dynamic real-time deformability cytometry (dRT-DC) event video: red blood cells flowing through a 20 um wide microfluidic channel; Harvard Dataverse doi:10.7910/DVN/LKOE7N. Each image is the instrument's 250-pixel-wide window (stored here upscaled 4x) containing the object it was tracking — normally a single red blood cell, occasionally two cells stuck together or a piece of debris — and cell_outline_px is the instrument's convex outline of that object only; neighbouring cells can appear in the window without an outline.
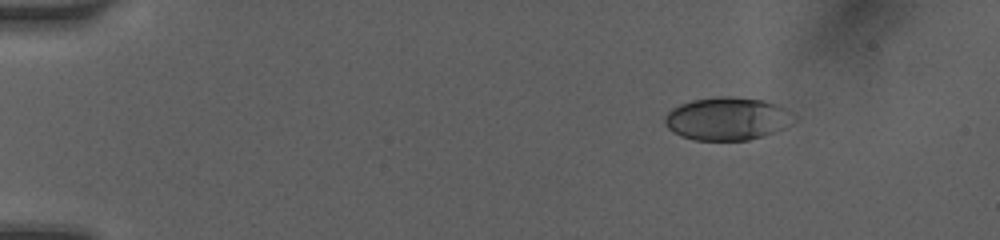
{"species": "human", "species_latin": "Homo sapiens", "temperature_condition": "room temperature", "stored_images_in_passage": 55, "camera_frame_rate_fps": 3000, "um_per_image_px": 0.085, "donor": {"sex": "female"}, "frame": {"image": 1, "passage_image": 3, "time_ms": 0.333, "image_size_px": [1000, 240], "cell_outline_px": [[796, 120], [784, 128], [764, 136], [748, 140], [692, 140], [680, 136], [672, 132], [664, 124], [664, 116], [672, 108], [680, 104], [692, 100], [716, 96], [732, 96], [764, 100], [776, 104], [792, 112], [796, 116]], "centroid_in_image_um": [61.81, 10.09], "position_along_channel_um": 23.2, "area_um2": 32.71}}
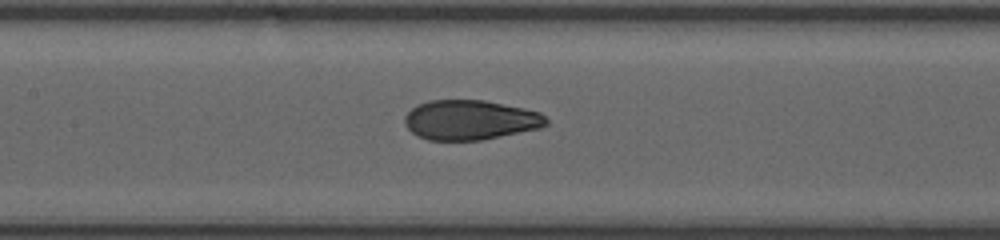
{"frame": {"image": 2, "passage_image": 36, "time_ms": 6.333, "image_size_px": [1000, 240], "cell_outline_px": [[548, 124], [540, 128], [480, 140], [428, 140], [416, 136], [404, 124], [404, 116], [416, 104], [428, 100], [484, 100], [524, 108], [540, 112], [548, 120]], "centroid_in_image_um": [39.94, 10.19], "position_along_channel_um": 167.5, "area_um2": 32.89}}
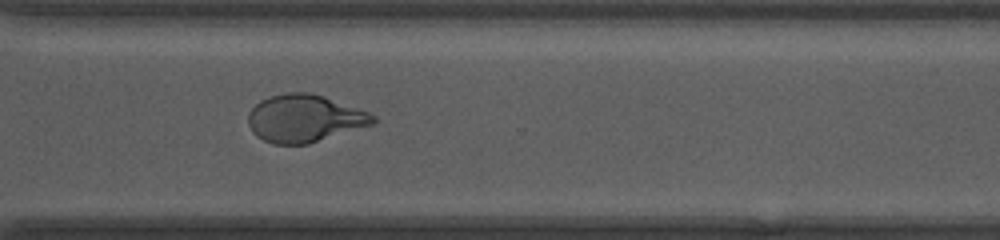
{"frame": {"image": 3, "passage_image": 54, "time_ms": 10.667, "image_size_px": [1000, 240], "cell_outline_px": [[376, 124], [308, 144], [276, 144], [264, 140], [256, 136], [252, 132], [248, 124], [248, 112], [260, 100], [268, 96], [284, 92], [308, 92], [324, 96], [368, 112], [376, 116]], "centroid_in_image_um": [25.88, 10.06], "position_along_channel_um": 344.7, "area_um2": 34.8}}